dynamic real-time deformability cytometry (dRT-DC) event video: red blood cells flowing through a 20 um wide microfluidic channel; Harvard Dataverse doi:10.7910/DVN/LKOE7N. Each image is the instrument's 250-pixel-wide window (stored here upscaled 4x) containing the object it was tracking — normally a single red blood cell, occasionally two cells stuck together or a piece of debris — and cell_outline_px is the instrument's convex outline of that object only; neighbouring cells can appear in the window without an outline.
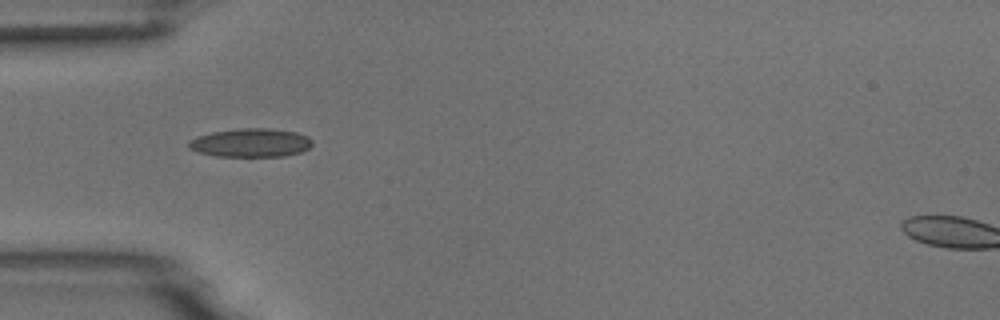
{"species": "common noctule bat (a hibernating species)", "species_latin": "Nyctalus noctula", "temperature_condition": "room temperature", "stored_images_in_passage": 3, "camera_frame_rate_fps": 3000, "um_per_image_px": 0.085, "animal": {"sex": "male", "body_mass_g": 18.8}, "frame": {"image": 1, "passage_image": 1, "time_ms": 0.0, "image_size_px": [1000, 320], "cell_outline_px": [[312, 144], [308, 148], [300, 152], [284, 156], [216, 156], [200, 152], [188, 148], [188, 140], [196, 136], [212, 132], [244, 128], [268, 128], [296, 132], [308, 136], [312, 140]], "centroid_in_image_um": [21.3, 12.13], "position_along_channel_um": 63.7, "area_um2": 20.52}}